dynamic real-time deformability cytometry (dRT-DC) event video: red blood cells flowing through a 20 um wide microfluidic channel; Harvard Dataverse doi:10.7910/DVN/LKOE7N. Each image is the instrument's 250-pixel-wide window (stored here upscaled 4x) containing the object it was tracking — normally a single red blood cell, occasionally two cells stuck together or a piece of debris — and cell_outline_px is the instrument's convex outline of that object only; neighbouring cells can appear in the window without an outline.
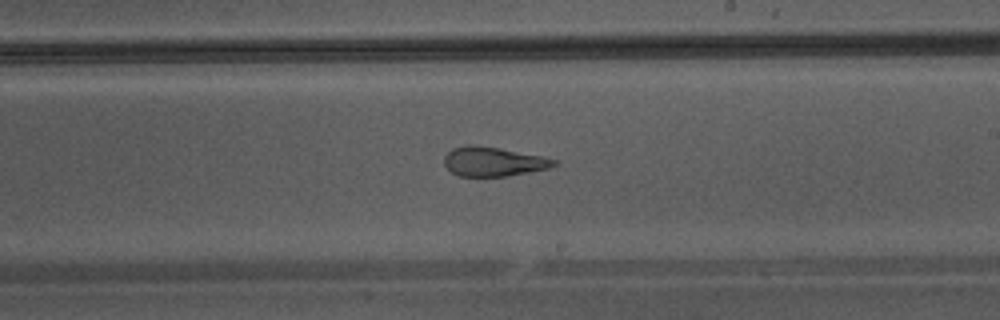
{"species": "Egyptian fruit bat (a non-hibernating species)", "species_latin": "Rousettus aegyptiacus", "temperature_condition": "warm", "stored_images_in_passage": 25, "camera_frame_rate_fps": 3000, "um_per_image_px": 0.085, "animal": {"sex": "male"}, "frame": {"image": 1, "passage_image": 15, "time_ms": 4.667, "image_size_px": [1000, 320], "cell_outline_px": [[556, 164], [548, 168], [528, 172], [504, 176], [460, 176], [452, 172], [444, 164], [444, 156], [452, 148], [468, 144], [472, 144], [500, 148], [540, 156], [556, 160]], "centroid_in_image_um": [41.88, 13.72], "position_along_channel_um": 247.1, "area_um2": 18.5}}